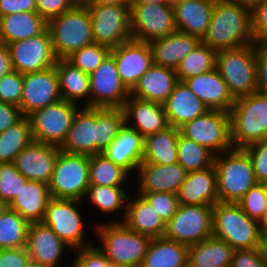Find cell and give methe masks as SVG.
<instances>
[{"label": "cell", "instance_id": "cell-1", "mask_svg": "<svg viewBox=\"0 0 267 267\" xmlns=\"http://www.w3.org/2000/svg\"><path fill=\"white\" fill-rule=\"evenodd\" d=\"M201 42L216 51L255 43L252 11L226 0H215L210 24Z\"/></svg>", "mask_w": 267, "mask_h": 267}, {"label": "cell", "instance_id": "cell-2", "mask_svg": "<svg viewBox=\"0 0 267 267\" xmlns=\"http://www.w3.org/2000/svg\"><path fill=\"white\" fill-rule=\"evenodd\" d=\"M95 224L92 232L95 231L102 244L96 246L111 263L140 267L152 238L130 230L123 222L98 221Z\"/></svg>", "mask_w": 267, "mask_h": 267}, {"label": "cell", "instance_id": "cell-3", "mask_svg": "<svg viewBox=\"0 0 267 267\" xmlns=\"http://www.w3.org/2000/svg\"><path fill=\"white\" fill-rule=\"evenodd\" d=\"M217 197L220 203H237L258 183L250 156L244 149L215 155Z\"/></svg>", "mask_w": 267, "mask_h": 267}, {"label": "cell", "instance_id": "cell-4", "mask_svg": "<svg viewBox=\"0 0 267 267\" xmlns=\"http://www.w3.org/2000/svg\"><path fill=\"white\" fill-rule=\"evenodd\" d=\"M229 116L233 148L267 140V95L254 92L235 98Z\"/></svg>", "mask_w": 267, "mask_h": 267}, {"label": "cell", "instance_id": "cell-5", "mask_svg": "<svg viewBox=\"0 0 267 267\" xmlns=\"http://www.w3.org/2000/svg\"><path fill=\"white\" fill-rule=\"evenodd\" d=\"M53 50L57 59H66L73 52L94 43L91 17L85 4L77 3L72 9L47 22Z\"/></svg>", "mask_w": 267, "mask_h": 267}, {"label": "cell", "instance_id": "cell-6", "mask_svg": "<svg viewBox=\"0 0 267 267\" xmlns=\"http://www.w3.org/2000/svg\"><path fill=\"white\" fill-rule=\"evenodd\" d=\"M212 236L226 241L234 250L259 246V222L250 218L237 203H215Z\"/></svg>", "mask_w": 267, "mask_h": 267}, {"label": "cell", "instance_id": "cell-7", "mask_svg": "<svg viewBox=\"0 0 267 267\" xmlns=\"http://www.w3.org/2000/svg\"><path fill=\"white\" fill-rule=\"evenodd\" d=\"M257 44L217 51L216 69L234 98L257 92Z\"/></svg>", "mask_w": 267, "mask_h": 267}, {"label": "cell", "instance_id": "cell-8", "mask_svg": "<svg viewBox=\"0 0 267 267\" xmlns=\"http://www.w3.org/2000/svg\"><path fill=\"white\" fill-rule=\"evenodd\" d=\"M82 200L51 198L42 223L65 242L72 250L94 244L87 240L85 217L79 212Z\"/></svg>", "mask_w": 267, "mask_h": 267}, {"label": "cell", "instance_id": "cell-9", "mask_svg": "<svg viewBox=\"0 0 267 267\" xmlns=\"http://www.w3.org/2000/svg\"><path fill=\"white\" fill-rule=\"evenodd\" d=\"M89 185V155L60 151L48 184L51 197L84 201Z\"/></svg>", "mask_w": 267, "mask_h": 267}, {"label": "cell", "instance_id": "cell-10", "mask_svg": "<svg viewBox=\"0 0 267 267\" xmlns=\"http://www.w3.org/2000/svg\"><path fill=\"white\" fill-rule=\"evenodd\" d=\"M91 17L94 43L111 49L131 37L130 7L119 4L84 3Z\"/></svg>", "mask_w": 267, "mask_h": 267}, {"label": "cell", "instance_id": "cell-11", "mask_svg": "<svg viewBox=\"0 0 267 267\" xmlns=\"http://www.w3.org/2000/svg\"><path fill=\"white\" fill-rule=\"evenodd\" d=\"M81 106L60 100L33 111L27 117L34 141L59 146L66 139L73 118Z\"/></svg>", "mask_w": 267, "mask_h": 267}, {"label": "cell", "instance_id": "cell-12", "mask_svg": "<svg viewBox=\"0 0 267 267\" xmlns=\"http://www.w3.org/2000/svg\"><path fill=\"white\" fill-rule=\"evenodd\" d=\"M180 133L215 155L233 149L228 112L209 110L179 128Z\"/></svg>", "mask_w": 267, "mask_h": 267}, {"label": "cell", "instance_id": "cell-13", "mask_svg": "<svg viewBox=\"0 0 267 267\" xmlns=\"http://www.w3.org/2000/svg\"><path fill=\"white\" fill-rule=\"evenodd\" d=\"M131 37L142 42H151L177 31L174 8L168 3L131 4Z\"/></svg>", "mask_w": 267, "mask_h": 267}, {"label": "cell", "instance_id": "cell-14", "mask_svg": "<svg viewBox=\"0 0 267 267\" xmlns=\"http://www.w3.org/2000/svg\"><path fill=\"white\" fill-rule=\"evenodd\" d=\"M212 206L182 205L166 223L164 237L187 246L212 237Z\"/></svg>", "mask_w": 267, "mask_h": 267}, {"label": "cell", "instance_id": "cell-15", "mask_svg": "<svg viewBox=\"0 0 267 267\" xmlns=\"http://www.w3.org/2000/svg\"><path fill=\"white\" fill-rule=\"evenodd\" d=\"M7 46L14 70L21 74L42 71L57 62L48 28L37 36L11 42Z\"/></svg>", "mask_w": 267, "mask_h": 267}, {"label": "cell", "instance_id": "cell-16", "mask_svg": "<svg viewBox=\"0 0 267 267\" xmlns=\"http://www.w3.org/2000/svg\"><path fill=\"white\" fill-rule=\"evenodd\" d=\"M90 107L123 108L130 91L120 79L114 58L109 55L100 66L89 75Z\"/></svg>", "mask_w": 267, "mask_h": 267}, {"label": "cell", "instance_id": "cell-17", "mask_svg": "<svg viewBox=\"0 0 267 267\" xmlns=\"http://www.w3.org/2000/svg\"><path fill=\"white\" fill-rule=\"evenodd\" d=\"M62 99L55 66L23 74V91L19 109L23 116Z\"/></svg>", "mask_w": 267, "mask_h": 267}, {"label": "cell", "instance_id": "cell-18", "mask_svg": "<svg viewBox=\"0 0 267 267\" xmlns=\"http://www.w3.org/2000/svg\"><path fill=\"white\" fill-rule=\"evenodd\" d=\"M120 79L131 91L138 80L154 64L149 43L130 39L111 49Z\"/></svg>", "mask_w": 267, "mask_h": 267}, {"label": "cell", "instance_id": "cell-19", "mask_svg": "<svg viewBox=\"0 0 267 267\" xmlns=\"http://www.w3.org/2000/svg\"><path fill=\"white\" fill-rule=\"evenodd\" d=\"M26 249L32 263L42 267H59L63 255L70 248L50 227L42 222L30 223L27 233Z\"/></svg>", "mask_w": 267, "mask_h": 267}, {"label": "cell", "instance_id": "cell-20", "mask_svg": "<svg viewBox=\"0 0 267 267\" xmlns=\"http://www.w3.org/2000/svg\"><path fill=\"white\" fill-rule=\"evenodd\" d=\"M59 146L32 141L15 158L14 165L27 180L46 183L51 181Z\"/></svg>", "mask_w": 267, "mask_h": 267}, {"label": "cell", "instance_id": "cell-21", "mask_svg": "<svg viewBox=\"0 0 267 267\" xmlns=\"http://www.w3.org/2000/svg\"><path fill=\"white\" fill-rule=\"evenodd\" d=\"M136 173L138 175H135L134 181L138 183L137 193L177 194L188 172L178 162L169 165L142 162Z\"/></svg>", "mask_w": 267, "mask_h": 267}, {"label": "cell", "instance_id": "cell-22", "mask_svg": "<svg viewBox=\"0 0 267 267\" xmlns=\"http://www.w3.org/2000/svg\"><path fill=\"white\" fill-rule=\"evenodd\" d=\"M60 150L69 154H97V107L81 106Z\"/></svg>", "mask_w": 267, "mask_h": 267}, {"label": "cell", "instance_id": "cell-23", "mask_svg": "<svg viewBox=\"0 0 267 267\" xmlns=\"http://www.w3.org/2000/svg\"><path fill=\"white\" fill-rule=\"evenodd\" d=\"M125 123L144 137L169 127L163 104L129 96L123 106Z\"/></svg>", "mask_w": 267, "mask_h": 267}, {"label": "cell", "instance_id": "cell-24", "mask_svg": "<svg viewBox=\"0 0 267 267\" xmlns=\"http://www.w3.org/2000/svg\"><path fill=\"white\" fill-rule=\"evenodd\" d=\"M144 138L142 134L124 123L103 154L134 178L137 168L143 162Z\"/></svg>", "mask_w": 267, "mask_h": 267}, {"label": "cell", "instance_id": "cell-25", "mask_svg": "<svg viewBox=\"0 0 267 267\" xmlns=\"http://www.w3.org/2000/svg\"><path fill=\"white\" fill-rule=\"evenodd\" d=\"M185 85L208 107L209 110L228 112L235 98L217 69L184 81Z\"/></svg>", "mask_w": 267, "mask_h": 267}, {"label": "cell", "instance_id": "cell-26", "mask_svg": "<svg viewBox=\"0 0 267 267\" xmlns=\"http://www.w3.org/2000/svg\"><path fill=\"white\" fill-rule=\"evenodd\" d=\"M177 196L182 205L213 206L218 203L214 164L206 169L188 172Z\"/></svg>", "mask_w": 267, "mask_h": 267}, {"label": "cell", "instance_id": "cell-27", "mask_svg": "<svg viewBox=\"0 0 267 267\" xmlns=\"http://www.w3.org/2000/svg\"><path fill=\"white\" fill-rule=\"evenodd\" d=\"M178 82L175 69L153 64L130 91V96L163 104Z\"/></svg>", "mask_w": 267, "mask_h": 267}, {"label": "cell", "instance_id": "cell-28", "mask_svg": "<svg viewBox=\"0 0 267 267\" xmlns=\"http://www.w3.org/2000/svg\"><path fill=\"white\" fill-rule=\"evenodd\" d=\"M169 126L180 128L209 111L208 107L185 85L178 82L163 103Z\"/></svg>", "mask_w": 267, "mask_h": 267}, {"label": "cell", "instance_id": "cell-29", "mask_svg": "<svg viewBox=\"0 0 267 267\" xmlns=\"http://www.w3.org/2000/svg\"><path fill=\"white\" fill-rule=\"evenodd\" d=\"M201 40L193 35L175 31L149 42L154 64L175 69L193 51Z\"/></svg>", "mask_w": 267, "mask_h": 267}, {"label": "cell", "instance_id": "cell-30", "mask_svg": "<svg viewBox=\"0 0 267 267\" xmlns=\"http://www.w3.org/2000/svg\"><path fill=\"white\" fill-rule=\"evenodd\" d=\"M135 194L129 195L126 214L122 222L130 230L150 238L163 237L166 224L153 209V206H150L141 195Z\"/></svg>", "mask_w": 267, "mask_h": 267}, {"label": "cell", "instance_id": "cell-31", "mask_svg": "<svg viewBox=\"0 0 267 267\" xmlns=\"http://www.w3.org/2000/svg\"><path fill=\"white\" fill-rule=\"evenodd\" d=\"M214 3L215 0H184L175 5L173 8L177 31L202 40L210 24Z\"/></svg>", "mask_w": 267, "mask_h": 267}, {"label": "cell", "instance_id": "cell-32", "mask_svg": "<svg viewBox=\"0 0 267 267\" xmlns=\"http://www.w3.org/2000/svg\"><path fill=\"white\" fill-rule=\"evenodd\" d=\"M51 198L50 189L46 183L27 180L9 207L20 213L29 223H38L43 221Z\"/></svg>", "mask_w": 267, "mask_h": 267}, {"label": "cell", "instance_id": "cell-33", "mask_svg": "<svg viewBox=\"0 0 267 267\" xmlns=\"http://www.w3.org/2000/svg\"><path fill=\"white\" fill-rule=\"evenodd\" d=\"M55 69L62 100L90 107L89 75L74 67L66 59H57ZM85 100V102L83 101Z\"/></svg>", "mask_w": 267, "mask_h": 267}, {"label": "cell", "instance_id": "cell-34", "mask_svg": "<svg viewBox=\"0 0 267 267\" xmlns=\"http://www.w3.org/2000/svg\"><path fill=\"white\" fill-rule=\"evenodd\" d=\"M47 22L37 12H19L0 17V43L9 44L37 36Z\"/></svg>", "mask_w": 267, "mask_h": 267}, {"label": "cell", "instance_id": "cell-35", "mask_svg": "<svg viewBox=\"0 0 267 267\" xmlns=\"http://www.w3.org/2000/svg\"><path fill=\"white\" fill-rule=\"evenodd\" d=\"M234 251L229 243L212 236L188 247L187 267H230Z\"/></svg>", "mask_w": 267, "mask_h": 267}, {"label": "cell", "instance_id": "cell-36", "mask_svg": "<svg viewBox=\"0 0 267 267\" xmlns=\"http://www.w3.org/2000/svg\"><path fill=\"white\" fill-rule=\"evenodd\" d=\"M188 247L164 236L152 238L140 267H187Z\"/></svg>", "mask_w": 267, "mask_h": 267}, {"label": "cell", "instance_id": "cell-37", "mask_svg": "<svg viewBox=\"0 0 267 267\" xmlns=\"http://www.w3.org/2000/svg\"><path fill=\"white\" fill-rule=\"evenodd\" d=\"M124 187L128 186H100V185H89L84 201L90 202V207H94L100 213L112 215L121 214L117 219L115 216L114 219H110L109 222H122L125 214L127 201L130 193H126L127 189ZM86 199V200H85ZM89 199V200H88ZM122 210V211H119ZM119 211V212H118ZM117 212V213H116Z\"/></svg>", "mask_w": 267, "mask_h": 267}, {"label": "cell", "instance_id": "cell-38", "mask_svg": "<svg viewBox=\"0 0 267 267\" xmlns=\"http://www.w3.org/2000/svg\"><path fill=\"white\" fill-rule=\"evenodd\" d=\"M180 130L169 126L144 138L143 162L169 165L178 162L177 141Z\"/></svg>", "mask_w": 267, "mask_h": 267}, {"label": "cell", "instance_id": "cell-39", "mask_svg": "<svg viewBox=\"0 0 267 267\" xmlns=\"http://www.w3.org/2000/svg\"><path fill=\"white\" fill-rule=\"evenodd\" d=\"M131 175L103 153L89 155V183L100 186H127ZM130 177V178H129ZM131 181L126 183L127 181Z\"/></svg>", "mask_w": 267, "mask_h": 267}, {"label": "cell", "instance_id": "cell-40", "mask_svg": "<svg viewBox=\"0 0 267 267\" xmlns=\"http://www.w3.org/2000/svg\"><path fill=\"white\" fill-rule=\"evenodd\" d=\"M33 141L29 118L18 122L0 133V164L14 162L17 155Z\"/></svg>", "mask_w": 267, "mask_h": 267}, {"label": "cell", "instance_id": "cell-41", "mask_svg": "<svg viewBox=\"0 0 267 267\" xmlns=\"http://www.w3.org/2000/svg\"><path fill=\"white\" fill-rule=\"evenodd\" d=\"M30 223L8 207L0 215V249L26 247Z\"/></svg>", "mask_w": 267, "mask_h": 267}, {"label": "cell", "instance_id": "cell-42", "mask_svg": "<svg viewBox=\"0 0 267 267\" xmlns=\"http://www.w3.org/2000/svg\"><path fill=\"white\" fill-rule=\"evenodd\" d=\"M217 51L202 42L176 68L179 82L205 74L216 68Z\"/></svg>", "mask_w": 267, "mask_h": 267}, {"label": "cell", "instance_id": "cell-43", "mask_svg": "<svg viewBox=\"0 0 267 267\" xmlns=\"http://www.w3.org/2000/svg\"><path fill=\"white\" fill-rule=\"evenodd\" d=\"M178 163L187 171L206 169L214 164L215 154L208 148L179 133L177 141Z\"/></svg>", "mask_w": 267, "mask_h": 267}, {"label": "cell", "instance_id": "cell-44", "mask_svg": "<svg viewBox=\"0 0 267 267\" xmlns=\"http://www.w3.org/2000/svg\"><path fill=\"white\" fill-rule=\"evenodd\" d=\"M124 123L123 108H97V154L111 144Z\"/></svg>", "mask_w": 267, "mask_h": 267}, {"label": "cell", "instance_id": "cell-45", "mask_svg": "<svg viewBox=\"0 0 267 267\" xmlns=\"http://www.w3.org/2000/svg\"><path fill=\"white\" fill-rule=\"evenodd\" d=\"M110 54V47L93 43L73 52L66 60L74 67L90 75Z\"/></svg>", "mask_w": 267, "mask_h": 267}, {"label": "cell", "instance_id": "cell-46", "mask_svg": "<svg viewBox=\"0 0 267 267\" xmlns=\"http://www.w3.org/2000/svg\"><path fill=\"white\" fill-rule=\"evenodd\" d=\"M26 181L13 162L0 164V198L8 205L19 194Z\"/></svg>", "mask_w": 267, "mask_h": 267}, {"label": "cell", "instance_id": "cell-47", "mask_svg": "<svg viewBox=\"0 0 267 267\" xmlns=\"http://www.w3.org/2000/svg\"><path fill=\"white\" fill-rule=\"evenodd\" d=\"M237 204L250 218L260 222L267 210V184H255Z\"/></svg>", "mask_w": 267, "mask_h": 267}, {"label": "cell", "instance_id": "cell-48", "mask_svg": "<svg viewBox=\"0 0 267 267\" xmlns=\"http://www.w3.org/2000/svg\"><path fill=\"white\" fill-rule=\"evenodd\" d=\"M159 214L160 218L166 224L177 212L179 207V199L175 193H138Z\"/></svg>", "mask_w": 267, "mask_h": 267}, {"label": "cell", "instance_id": "cell-49", "mask_svg": "<svg viewBox=\"0 0 267 267\" xmlns=\"http://www.w3.org/2000/svg\"><path fill=\"white\" fill-rule=\"evenodd\" d=\"M73 252L75 257L68 267H122L111 263L94 244Z\"/></svg>", "mask_w": 267, "mask_h": 267}, {"label": "cell", "instance_id": "cell-50", "mask_svg": "<svg viewBox=\"0 0 267 267\" xmlns=\"http://www.w3.org/2000/svg\"><path fill=\"white\" fill-rule=\"evenodd\" d=\"M23 91V74L12 71L0 79V102L20 105Z\"/></svg>", "mask_w": 267, "mask_h": 267}, {"label": "cell", "instance_id": "cell-51", "mask_svg": "<svg viewBox=\"0 0 267 267\" xmlns=\"http://www.w3.org/2000/svg\"><path fill=\"white\" fill-rule=\"evenodd\" d=\"M251 158L258 183L267 184V140L244 148Z\"/></svg>", "mask_w": 267, "mask_h": 267}, {"label": "cell", "instance_id": "cell-52", "mask_svg": "<svg viewBox=\"0 0 267 267\" xmlns=\"http://www.w3.org/2000/svg\"><path fill=\"white\" fill-rule=\"evenodd\" d=\"M76 4L75 0H36V12L48 22L72 9Z\"/></svg>", "mask_w": 267, "mask_h": 267}, {"label": "cell", "instance_id": "cell-53", "mask_svg": "<svg viewBox=\"0 0 267 267\" xmlns=\"http://www.w3.org/2000/svg\"><path fill=\"white\" fill-rule=\"evenodd\" d=\"M255 44L267 45V0H262L252 11Z\"/></svg>", "mask_w": 267, "mask_h": 267}, {"label": "cell", "instance_id": "cell-54", "mask_svg": "<svg viewBox=\"0 0 267 267\" xmlns=\"http://www.w3.org/2000/svg\"><path fill=\"white\" fill-rule=\"evenodd\" d=\"M30 262L26 247L0 249V267H26Z\"/></svg>", "mask_w": 267, "mask_h": 267}, {"label": "cell", "instance_id": "cell-55", "mask_svg": "<svg viewBox=\"0 0 267 267\" xmlns=\"http://www.w3.org/2000/svg\"><path fill=\"white\" fill-rule=\"evenodd\" d=\"M230 267H267L258 248L235 250Z\"/></svg>", "mask_w": 267, "mask_h": 267}, {"label": "cell", "instance_id": "cell-56", "mask_svg": "<svg viewBox=\"0 0 267 267\" xmlns=\"http://www.w3.org/2000/svg\"><path fill=\"white\" fill-rule=\"evenodd\" d=\"M257 92L267 95V45H257Z\"/></svg>", "mask_w": 267, "mask_h": 267}, {"label": "cell", "instance_id": "cell-57", "mask_svg": "<svg viewBox=\"0 0 267 267\" xmlns=\"http://www.w3.org/2000/svg\"><path fill=\"white\" fill-rule=\"evenodd\" d=\"M19 12H36V0H0V17Z\"/></svg>", "mask_w": 267, "mask_h": 267}, {"label": "cell", "instance_id": "cell-58", "mask_svg": "<svg viewBox=\"0 0 267 267\" xmlns=\"http://www.w3.org/2000/svg\"><path fill=\"white\" fill-rule=\"evenodd\" d=\"M23 117L19 106L0 102V133L18 122Z\"/></svg>", "mask_w": 267, "mask_h": 267}, {"label": "cell", "instance_id": "cell-59", "mask_svg": "<svg viewBox=\"0 0 267 267\" xmlns=\"http://www.w3.org/2000/svg\"><path fill=\"white\" fill-rule=\"evenodd\" d=\"M14 71L9 48L0 43V79Z\"/></svg>", "mask_w": 267, "mask_h": 267}, {"label": "cell", "instance_id": "cell-60", "mask_svg": "<svg viewBox=\"0 0 267 267\" xmlns=\"http://www.w3.org/2000/svg\"><path fill=\"white\" fill-rule=\"evenodd\" d=\"M258 249L261 255V259L267 266V233L260 232Z\"/></svg>", "mask_w": 267, "mask_h": 267}, {"label": "cell", "instance_id": "cell-61", "mask_svg": "<svg viewBox=\"0 0 267 267\" xmlns=\"http://www.w3.org/2000/svg\"><path fill=\"white\" fill-rule=\"evenodd\" d=\"M233 3H236L238 5H241L242 7L248 8L249 10L253 11L262 0H226Z\"/></svg>", "mask_w": 267, "mask_h": 267}, {"label": "cell", "instance_id": "cell-62", "mask_svg": "<svg viewBox=\"0 0 267 267\" xmlns=\"http://www.w3.org/2000/svg\"><path fill=\"white\" fill-rule=\"evenodd\" d=\"M90 3L98 4H119L124 6H131V0H90Z\"/></svg>", "mask_w": 267, "mask_h": 267}, {"label": "cell", "instance_id": "cell-63", "mask_svg": "<svg viewBox=\"0 0 267 267\" xmlns=\"http://www.w3.org/2000/svg\"><path fill=\"white\" fill-rule=\"evenodd\" d=\"M167 3V0H131V4Z\"/></svg>", "mask_w": 267, "mask_h": 267}, {"label": "cell", "instance_id": "cell-64", "mask_svg": "<svg viewBox=\"0 0 267 267\" xmlns=\"http://www.w3.org/2000/svg\"><path fill=\"white\" fill-rule=\"evenodd\" d=\"M260 232L267 233V210L265 211L264 217L259 222Z\"/></svg>", "mask_w": 267, "mask_h": 267}, {"label": "cell", "instance_id": "cell-65", "mask_svg": "<svg viewBox=\"0 0 267 267\" xmlns=\"http://www.w3.org/2000/svg\"><path fill=\"white\" fill-rule=\"evenodd\" d=\"M9 207V205L0 198V215Z\"/></svg>", "mask_w": 267, "mask_h": 267}, {"label": "cell", "instance_id": "cell-66", "mask_svg": "<svg viewBox=\"0 0 267 267\" xmlns=\"http://www.w3.org/2000/svg\"><path fill=\"white\" fill-rule=\"evenodd\" d=\"M184 0H167V3L170 5V6H175L181 2H183Z\"/></svg>", "mask_w": 267, "mask_h": 267}, {"label": "cell", "instance_id": "cell-67", "mask_svg": "<svg viewBox=\"0 0 267 267\" xmlns=\"http://www.w3.org/2000/svg\"><path fill=\"white\" fill-rule=\"evenodd\" d=\"M26 267H42V266H39L38 264L30 262Z\"/></svg>", "mask_w": 267, "mask_h": 267}, {"label": "cell", "instance_id": "cell-68", "mask_svg": "<svg viewBox=\"0 0 267 267\" xmlns=\"http://www.w3.org/2000/svg\"><path fill=\"white\" fill-rule=\"evenodd\" d=\"M77 3H81V4H84L90 0H75Z\"/></svg>", "mask_w": 267, "mask_h": 267}]
</instances>
